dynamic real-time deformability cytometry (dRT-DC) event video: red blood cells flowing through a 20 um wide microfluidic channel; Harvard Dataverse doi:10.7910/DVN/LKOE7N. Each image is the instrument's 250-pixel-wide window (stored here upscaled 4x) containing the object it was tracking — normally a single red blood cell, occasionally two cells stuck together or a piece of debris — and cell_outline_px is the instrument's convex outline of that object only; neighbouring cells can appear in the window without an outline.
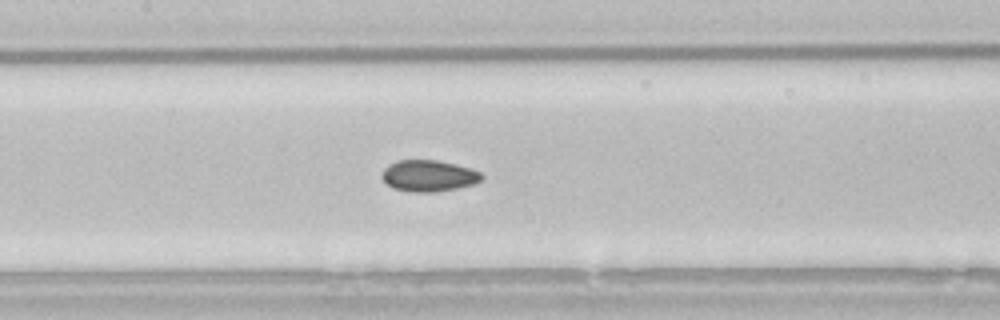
{"species": "common noctule bat (a hibernating species)", "species_latin": "Nyctalus noctula", "temperature_condition": "room temperature", "stored_images_in_passage": 41, "camera_frame_rate_fps": 3000, "um_per_image_px": 0.085, "animal": {"sex": "male", "body_mass_g": 21.5, "forearm_length_mm": 52.0}, "frame": {"image": 1, "passage_image": 12, "time_ms": 3.667, "image_size_px": [1000, 320], "cell_outline_px": [[484, 176], [480, 180], [472, 184], [456, 188], [436, 192], [412, 192], [392, 188], [380, 176], [384, 168], [388, 164], [396, 160], [436, 160], [456, 164], [472, 168], [480, 172]], "centroid_in_image_um": [36.41, 14.93], "position_along_channel_um": 171.0, "area_um2": 18.32}, "authors_computed_cell_mechanics": {"area_um2": 17.9758, "velocity_mm_per_s": 3.8818, "shape_relaxation_time_tau1_ms": 3.4588, "shape_relaxation_time_tau2_ms": 2.9623, "deformation_change_tau1": 0.0506, "deformation_change_tau2": 0.0559}}